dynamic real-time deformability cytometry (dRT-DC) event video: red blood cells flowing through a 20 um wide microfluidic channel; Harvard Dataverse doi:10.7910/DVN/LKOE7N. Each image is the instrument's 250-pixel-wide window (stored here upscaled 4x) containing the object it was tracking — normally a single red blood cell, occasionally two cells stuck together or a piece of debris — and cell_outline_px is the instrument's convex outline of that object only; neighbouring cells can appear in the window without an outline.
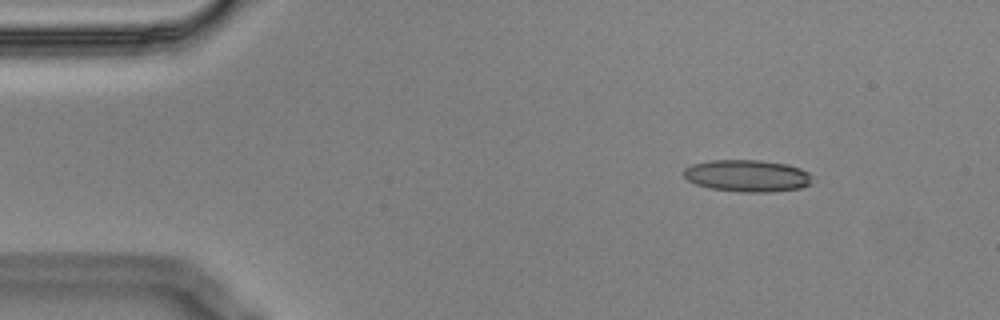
{"species": "Egyptian fruit bat (a non-hibernating species)", "species_latin": "Rousettus aegyptiacus", "temperature_condition": "cold", "stored_images_in_passage": 6, "camera_frame_rate_fps": 3000, "um_per_image_px": 0.085, "animal": {"sex": "male"}, "frame": {"image": 1, "passage_image": 2, "time_ms": 0.333, "image_size_px": [1000, 320], "cell_outline_px": [[812, 184], [800, 188], [768, 192], [740, 192], [708, 188], [696, 184], [688, 180], [684, 176], [684, 168], [692, 164], [708, 160], [760, 160], [788, 164], [800, 168], [808, 172]], "centroid_in_image_um": [63.5, 14.94], "position_along_channel_um": 21.5, "area_um2": 24.04}}
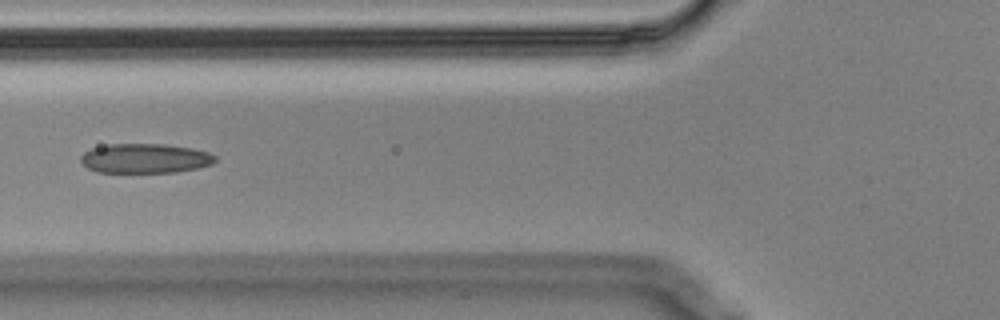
{"frame": {"image": 2, "passage_image": 6, "time_ms": 1.667, "image_size_px": [1000, 320], "cell_outline_px": [[216, 160], [212, 164], [196, 168], [176, 172], [96, 172], [88, 168], [80, 160], [80, 156], [84, 152], [92, 148], [108, 144], [164, 144], [192, 148], [208, 152], [216, 156]], "centroid_in_image_um": [12.32, 13.46], "position_along_channel_um": 113.5, "area_um2": 23.12}}